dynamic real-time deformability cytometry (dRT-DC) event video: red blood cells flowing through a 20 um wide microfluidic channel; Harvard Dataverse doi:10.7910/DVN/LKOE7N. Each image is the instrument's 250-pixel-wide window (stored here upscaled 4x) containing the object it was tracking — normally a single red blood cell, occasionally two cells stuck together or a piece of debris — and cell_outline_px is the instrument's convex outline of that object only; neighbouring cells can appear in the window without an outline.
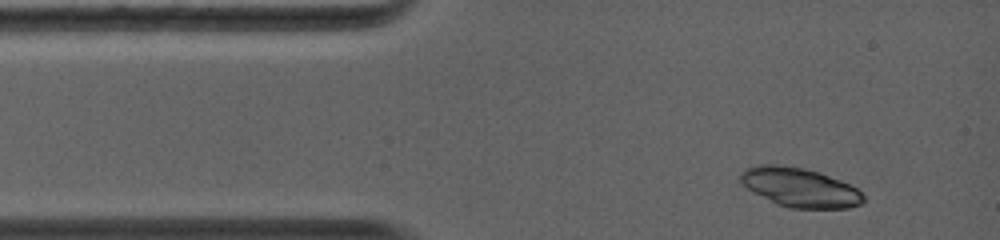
{"species": "common noctule bat (a hibernating species)", "species_latin": "Nyctalus noctula", "temperature_condition": "warm", "stored_images_in_passage": 2, "camera_frame_rate_fps": 5000, "um_per_image_px": 0.085, "animal": {"sex": "female", "body_mass_g": 19.0, "forearm_length_mm": 56.7}, "frame": {"image": 1, "passage_image": 1, "time_ms": 0.0, "image_size_px": [1000, 240], "cell_outline_px": [[864, 200], [860, 204], [848, 208], [788, 208], [776, 204], [752, 192], [740, 184], [740, 176], [744, 168], [756, 164], [776, 164], [804, 168], [820, 172], [840, 180], [856, 188], [864, 196]], "centroid_in_image_um": [67.92, 15.92], "position_along_channel_um": 17.1, "area_um2": 28.26}}